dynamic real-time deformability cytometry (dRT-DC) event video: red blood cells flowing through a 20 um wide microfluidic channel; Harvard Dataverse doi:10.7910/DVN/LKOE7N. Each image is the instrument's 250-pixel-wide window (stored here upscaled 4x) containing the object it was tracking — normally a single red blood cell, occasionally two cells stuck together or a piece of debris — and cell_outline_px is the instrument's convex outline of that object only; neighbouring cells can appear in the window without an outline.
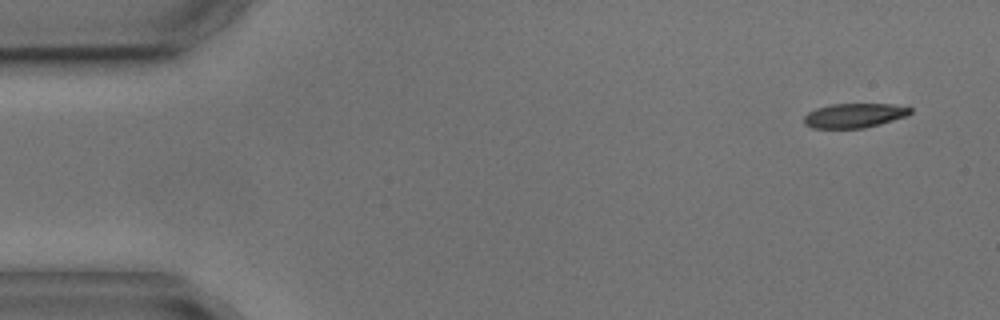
{"species": "common noctule bat (a hibernating species)", "species_latin": "Nyctalus noctula", "temperature_condition": "cold", "stored_images_in_passage": 4, "camera_frame_rate_fps": 3000, "um_per_image_px": 0.085, "animal": {"sex": "male", "body_mass_g": 17.9, "forearm_length_mm": 54.2}, "frame": {"image": 1, "passage_image": 1, "time_ms": 0.0, "image_size_px": [1000, 320], "cell_outline_px": [[912, 112], [908, 116], [880, 124], [864, 128], [812, 128], [804, 124], [804, 116], [808, 112], [816, 108], [832, 104], [892, 104], [912, 108]], "centroid_in_image_um": [72.62, 9.82], "position_along_channel_um": 12.4, "area_um2": 15.2}}
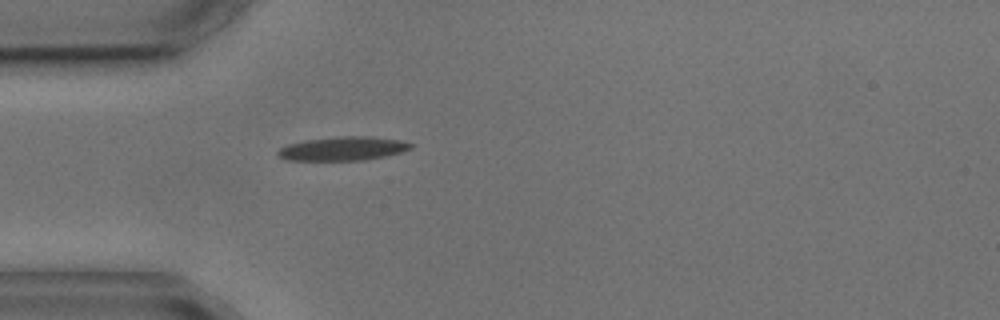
{"frame": {"image": 2, "passage_image": 4, "time_ms": 4.0, "image_size_px": [1000, 320], "cell_outline_px": [[412, 148], [400, 152], [384, 156], [364, 160], [284, 160], [276, 156], [276, 152], [280, 148], [288, 144], [304, 140], [340, 136], [372, 136], [400, 140], [412, 144]], "centroid_in_image_um": [29.1, 12.63], "position_along_channel_um": 55.9, "area_um2": 18.5}}